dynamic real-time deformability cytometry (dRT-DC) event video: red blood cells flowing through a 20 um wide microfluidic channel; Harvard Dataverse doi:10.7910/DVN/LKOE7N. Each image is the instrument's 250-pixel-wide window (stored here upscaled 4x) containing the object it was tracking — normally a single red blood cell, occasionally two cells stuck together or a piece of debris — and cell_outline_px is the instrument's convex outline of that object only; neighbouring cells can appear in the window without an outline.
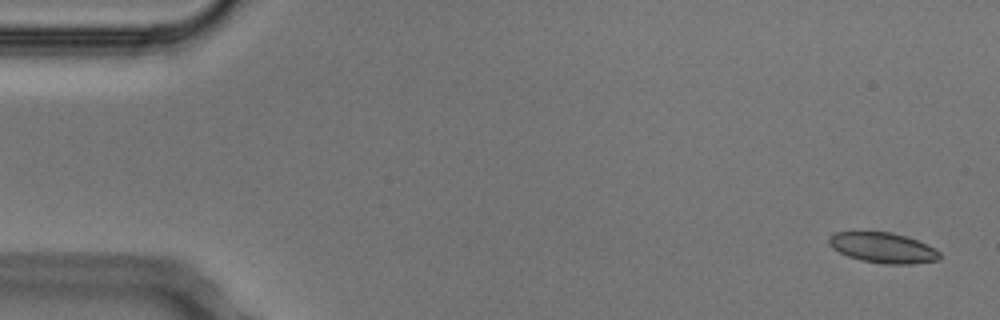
{"species": "Egyptian fruit bat (a non-hibernating species)", "species_latin": "Rousettus aegyptiacus", "temperature_condition": "cold", "stored_images_in_passage": 5, "segment_of_instrument_passage": [2, 2], "camera_frame_rate_fps": 3000, "um_per_image_px": 0.085, "animal": {"sex": "male"}, "frame": {"image": 1, "passage_image": 5, "time_ms": 1.333, "image_size_px": [1000, 320], "cell_outline_px": [[940, 260], [912, 264], [884, 264], [860, 260], [848, 256], [832, 248], [828, 240], [828, 236], [836, 232], [892, 232], [916, 240], [936, 248], [940, 252]], "centroid_in_image_um": [75.07, 21.07], "position_along_channel_um": 9.9, "area_um2": 19.59}}